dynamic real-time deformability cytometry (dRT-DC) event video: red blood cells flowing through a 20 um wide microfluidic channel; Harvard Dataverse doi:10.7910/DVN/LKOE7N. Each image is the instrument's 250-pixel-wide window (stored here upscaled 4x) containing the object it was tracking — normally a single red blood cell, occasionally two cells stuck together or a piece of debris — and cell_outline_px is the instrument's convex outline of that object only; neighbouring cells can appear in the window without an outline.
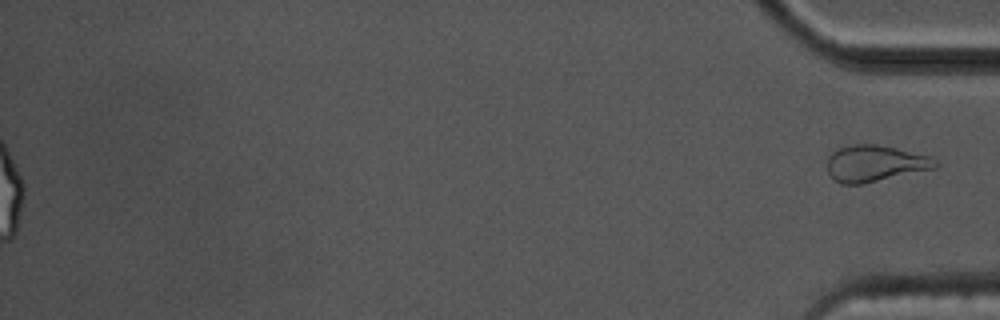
{"species": "common noctule bat (a hibernating species)", "species_latin": "Nyctalus noctula", "temperature_condition": "cold", "stored_images_in_passage": 59, "segment_of_instrument_passage": [2, 2], "camera_frame_rate_fps": 3000, "um_per_image_px": 0.085, "animal": {"sex": "male", "body_mass_g": 17.5, "forearm_length_mm": 52.3}, "frame": {"image": 1, "passage_image": 59, "time_ms": 19.333, "image_size_px": [1000, 320], "cell_outline_px": [[940, 164], [936, 168], [864, 184], [840, 184], [832, 180], [828, 172], [828, 156], [832, 152], [840, 148], [852, 144], [876, 144], [896, 148], [928, 156], [936, 160]], "centroid_in_image_um": [74.36, 13.91], "position_along_channel_um": 360.8, "area_um2": 23.06}}